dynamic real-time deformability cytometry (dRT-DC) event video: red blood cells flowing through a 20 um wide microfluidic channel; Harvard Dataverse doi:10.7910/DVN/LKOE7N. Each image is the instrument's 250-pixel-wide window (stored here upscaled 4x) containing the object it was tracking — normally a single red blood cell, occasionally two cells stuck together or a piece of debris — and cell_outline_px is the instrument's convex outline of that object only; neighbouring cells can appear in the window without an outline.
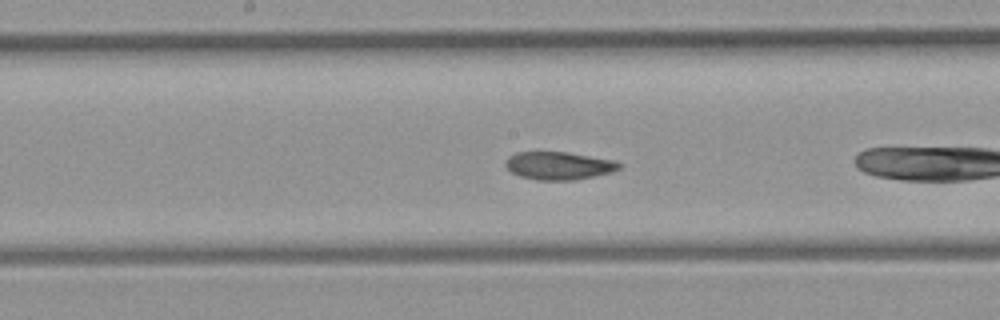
{"species": "common noctule bat (a hibernating species)", "species_latin": "Nyctalus noctula", "temperature_condition": "room temperature", "stored_images_in_passage": 12, "camera_frame_rate_fps": 3000, "um_per_image_px": 0.085, "animal": {"sex": "female", "body_mass_g": 21.9}, "frame": {"image": 1, "passage_image": 7, "time_ms": 2.0, "image_size_px": [1000, 320], "cell_outline_px": [[620, 168], [612, 172], [572, 180], [536, 180], [520, 176], [512, 172], [504, 164], [508, 156], [516, 152], [568, 152], [616, 160], [620, 164]], "centroid_in_image_um": [47.49, 14.07], "position_along_channel_um": 200.7, "area_um2": 18.44}}
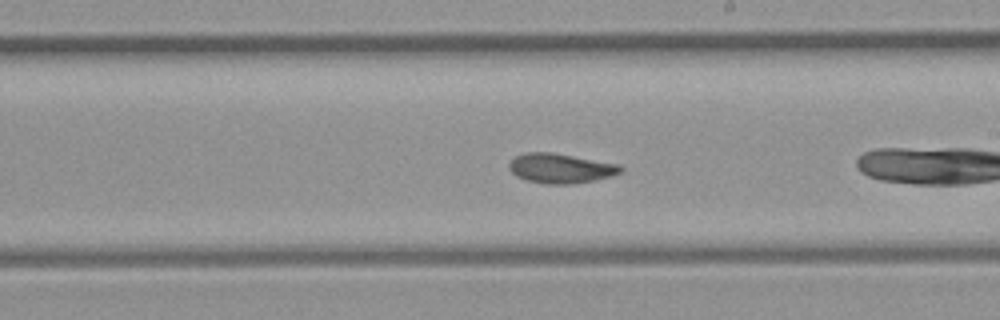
{"frame": {"image": 2, "passage_image": 10, "time_ms": 3.0, "image_size_px": [1000, 320], "cell_outline_px": [[624, 172], [612, 176], [596, 180], [572, 184], [544, 184], [528, 180], [516, 176], [508, 168], [508, 164], [516, 156], [524, 152], [552, 152], [620, 164], [624, 168]], "centroid_in_image_um": [47.69, 14.3], "position_along_channel_um": 241.3, "area_um2": 19.54}}